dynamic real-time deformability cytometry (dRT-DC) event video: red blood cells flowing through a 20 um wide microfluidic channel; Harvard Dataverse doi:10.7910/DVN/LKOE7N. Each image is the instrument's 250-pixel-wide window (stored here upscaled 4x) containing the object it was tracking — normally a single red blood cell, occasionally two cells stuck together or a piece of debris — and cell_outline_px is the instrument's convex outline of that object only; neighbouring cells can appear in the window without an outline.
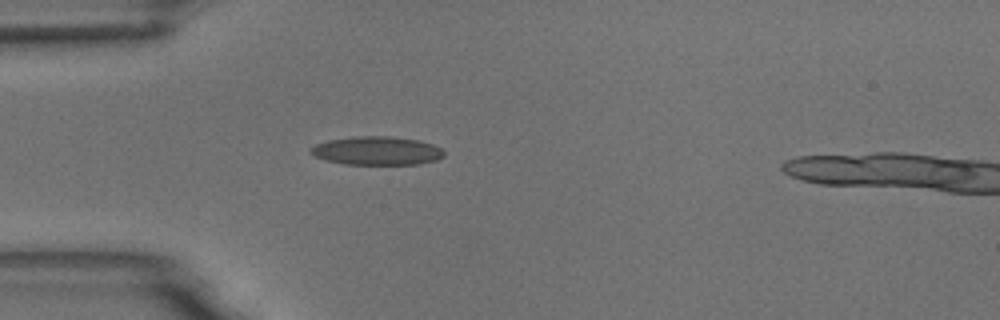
{"species": "common noctule bat (a hibernating species)", "species_latin": "Nyctalus noctula", "temperature_condition": "room temperature", "stored_images_in_passage": 4, "camera_frame_rate_fps": 3000, "um_per_image_px": 0.085, "animal": {"sex": "male", "body_mass_g": 18.8}, "frame": {"image": 1, "passage_image": 3, "time_ms": 3.0, "image_size_px": [1000, 320], "cell_outline_px": [[444, 156], [436, 160], [416, 164], [344, 164], [324, 160], [308, 152], [308, 148], [316, 144], [328, 140], [352, 136], [392, 136], [420, 140], [432, 144], [440, 148], [444, 152]], "centroid_in_image_um": [32.0, 12.8], "position_along_channel_um": 53.0, "area_um2": 22.31}}